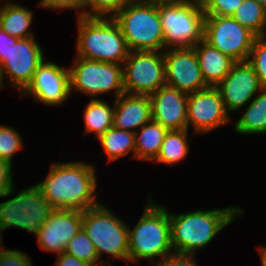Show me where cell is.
Returning <instances> with one entry per match:
<instances>
[{
	"instance_id": "cell-1",
	"label": "cell",
	"mask_w": 266,
	"mask_h": 266,
	"mask_svg": "<svg viewBox=\"0 0 266 266\" xmlns=\"http://www.w3.org/2000/svg\"><path fill=\"white\" fill-rule=\"evenodd\" d=\"M95 169L81 160L52 163L46 178L35 186L55 209L85 211L99 204L94 194L97 188Z\"/></svg>"
},
{
	"instance_id": "cell-2",
	"label": "cell",
	"mask_w": 266,
	"mask_h": 266,
	"mask_svg": "<svg viewBox=\"0 0 266 266\" xmlns=\"http://www.w3.org/2000/svg\"><path fill=\"white\" fill-rule=\"evenodd\" d=\"M242 212V209L230 206L177 215L169 213L174 253L195 255L196 250L206 247L224 227L234 221L237 215H242Z\"/></svg>"
},
{
	"instance_id": "cell-3",
	"label": "cell",
	"mask_w": 266,
	"mask_h": 266,
	"mask_svg": "<svg viewBox=\"0 0 266 266\" xmlns=\"http://www.w3.org/2000/svg\"><path fill=\"white\" fill-rule=\"evenodd\" d=\"M129 227V261L138 263L140 258L155 263L174 253L171 245V223L169 211L154 204L149 194L142 217L133 229ZM131 229V230H130Z\"/></svg>"
},
{
	"instance_id": "cell-4",
	"label": "cell",
	"mask_w": 266,
	"mask_h": 266,
	"mask_svg": "<svg viewBox=\"0 0 266 266\" xmlns=\"http://www.w3.org/2000/svg\"><path fill=\"white\" fill-rule=\"evenodd\" d=\"M76 57L122 65L129 49L112 17H78Z\"/></svg>"
},
{
	"instance_id": "cell-5",
	"label": "cell",
	"mask_w": 266,
	"mask_h": 266,
	"mask_svg": "<svg viewBox=\"0 0 266 266\" xmlns=\"http://www.w3.org/2000/svg\"><path fill=\"white\" fill-rule=\"evenodd\" d=\"M129 51H164V34L157 4L130 0L113 17Z\"/></svg>"
},
{
	"instance_id": "cell-6",
	"label": "cell",
	"mask_w": 266,
	"mask_h": 266,
	"mask_svg": "<svg viewBox=\"0 0 266 266\" xmlns=\"http://www.w3.org/2000/svg\"><path fill=\"white\" fill-rule=\"evenodd\" d=\"M82 229L93 242L103 266H107V262L101 261L103 253L129 262V227L107 206L99 203L82 211Z\"/></svg>"
},
{
	"instance_id": "cell-7",
	"label": "cell",
	"mask_w": 266,
	"mask_h": 266,
	"mask_svg": "<svg viewBox=\"0 0 266 266\" xmlns=\"http://www.w3.org/2000/svg\"><path fill=\"white\" fill-rule=\"evenodd\" d=\"M157 9L164 34L165 50L194 47L203 39L205 14L200 0L157 3Z\"/></svg>"
},
{
	"instance_id": "cell-8",
	"label": "cell",
	"mask_w": 266,
	"mask_h": 266,
	"mask_svg": "<svg viewBox=\"0 0 266 266\" xmlns=\"http://www.w3.org/2000/svg\"><path fill=\"white\" fill-rule=\"evenodd\" d=\"M55 210L34 185L0 203V226L3 230L10 227L20 228L37 236Z\"/></svg>"
},
{
	"instance_id": "cell-9",
	"label": "cell",
	"mask_w": 266,
	"mask_h": 266,
	"mask_svg": "<svg viewBox=\"0 0 266 266\" xmlns=\"http://www.w3.org/2000/svg\"><path fill=\"white\" fill-rule=\"evenodd\" d=\"M74 61L73 67L69 69L71 94L76 89L95 99L97 95L114 90L116 99L125 93L122 65L82 57H76Z\"/></svg>"
},
{
	"instance_id": "cell-10",
	"label": "cell",
	"mask_w": 266,
	"mask_h": 266,
	"mask_svg": "<svg viewBox=\"0 0 266 266\" xmlns=\"http://www.w3.org/2000/svg\"><path fill=\"white\" fill-rule=\"evenodd\" d=\"M123 66V84L127 94L151 95L165 81V63L161 51H130Z\"/></svg>"
},
{
	"instance_id": "cell-11",
	"label": "cell",
	"mask_w": 266,
	"mask_h": 266,
	"mask_svg": "<svg viewBox=\"0 0 266 266\" xmlns=\"http://www.w3.org/2000/svg\"><path fill=\"white\" fill-rule=\"evenodd\" d=\"M255 38L231 16L205 15L203 39L235 62L248 61Z\"/></svg>"
},
{
	"instance_id": "cell-12",
	"label": "cell",
	"mask_w": 266,
	"mask_h": 266,
	"mask_svg": "<svg viewBox=\"0 0 266 266\" xmlns=\"http://www.w3.org/2000/svg\"><path fill=\"white\" fill-rule=\"evenodd\" d=\"M229 115L217 87L208 86L188 95L187 129L192 125L195 134L207 133L229 123Z\"/></svg>"
},
{
	"instance_id": "cell-13",
	"label": "cell",
	"mask_w": 266,
	"mask_h": 266,
	"mask_svg": "<svg viewBox=\"0 0 266 266\" xmlns=\"http://www.w3.org/2000/svg\"><path fill=\"white\" fill-rule=\"evenodd\" d=\"M35 37L18 39L6 52V59L0 65L2 76H7L10 85L22 94L32 81L38 66L45 59L43 50Z\"/></svg>"
},
{
	"instance_id": "cell-14",
	"label": "cell",
	"mask_w": 266,
	"mask_h": 266,
	"mask_svg": "<svg viewBox=\"0 0 266 266\" xmlns=\"http://www.w3.org/2000/svg\"><path fill=\"white\" fill-rule=\"evenodd\" d=\"M166 85L187 94L208 86L203 80L194 47L170 48L163 51Z\"/></svg>"
},
{
	"instance_id": "cell-15",
	"label": "cell",
	"mask_w": 266,
	"mask_h": 266,
	"mask_svg": "<svg viewBox=\"0 0 266 266\" xmlns=\"http://www.w3.org/2000/svg\"><path fill=\"white\" fill-rule=\"evenodd\" d=\"M22 93L34 96V102L39 100L51 106L61 105L71 95L69 69L43 60Z\"/></svg>"
},
{
	"instance_id": "cell-16",
	"label": "cell",
	"mask_w": 266,
	"mask_h": 266,
	"mask_svg": "<svg viewBox=\"0 0 266 266\" xmlns=\"http://www.w3.org/2000/svg\"><path fill=\"white\" fill-rule=\"evenodd\" d=\"M227 112L241 109L262 88L254 68L248 61L235 62L229 73L216 86Z\"/></svg>"
},
{
	"instance_id": "cell-17",
	"label": "cell",
	"mask_w": 266,
	"mask_h": 266,
	"mask_svg": "<svg viewBox=\"0 0 266 266\" xmlns=\"http://www.w3.org/2000/svg\"><path fill=\"white\" fill-rule=\"evenodd\" d=\"M81 228L82 211L56 209L40 228L37 242L42 250L59 255Z\"/></svg>"
},
{
	"instance_id": "cell-18",
	"label": "cell",
	"mask_w": 266,
	"mask_h": 266,
	"mask_svg": "<svg viewBox=\"0 0 266 266\" xmlns=\"http://www.w3.org/2000/svg\"><path fill=\"white\" fill-rule=\"evenodd\" d=\"M187 93L168 85L149 95L151 118L168 130L187 129Z\"/></svg>"
},
{
	"instance_id": "cell-19",
	"label": "cell",
	"mask_w": 266,
	"mask_h": 266,
	"mask_svg": "<svg viewBox=\"0 0 266 266\" xmlns=\"http://www.w3.org/2000/svg\"><path fill=\"white\" fill-rule=\"evenodd\" d=\"M114 101V128L135 133L152 119L149 95L124 93Z\"/></svg>"
},
{
	"instance_id": "cell-20",
	"label": "cell",
	"mask_w": 266,
	"mask_h": 266,
	"mask_svg": "<svg viewBox=\"0 0 266 266\" xmlns=\"http://www.w3.org/2000/svg\"><path fill=\"white\" fill-rule=\"evenodd\" d=\"M194 48L204 82L207 86L216 87L229 73L235 61L204 39Z\"/></svg>"
},
{
	"instance_id": "cell-21",
	"label": "cell",
	"mask_w": 266,
	"mask_h": 266,
	"mask_svg": "<svg viewBox=\"0 0 266 266\" xmlns=\"http://www.w3.org/2000/svg\"><path fill=\"white\" fill-rule=\"evenodd\" d=\"M0 5V27L10 36L22 39L34 37L30 32L33 12L18 3L4 2Z\"/></svg>"
},
{
	"instance_id": "cell-22",
	"label": "cell",
	"mask_w": 266,
	"mask_h": 266,
	"mask_svg": "<svg viewBox=\"0 0 266 266\" xmlns=\"http://www.w3.org/2000/svg\"><path fill=\"white\" fill-rule=\"evenodd\" d=\"M168 129L152 119L135 132V158L153 161L156 159Z\"/></svg>"
},
{
	"instance_id": "cell-23",
	"label": "cell",
	"mask_w": 266,
	"mask_h": 266,
	"mask_svg": "<svg viewBox=\"0 0 266 266\" xmlns=\"http://www.w3.org/2000/svg\"><path fill=\"white\" fill-rule=\"evenodd\" d=\"M243 115L235 124L234 130L240 134L266 133V89H261L244 110Z\"/></svg>"
},
{
	"instance_id": "cell-24",
	"label": "cell",
	"mask_w": 266,
	"mask_h": 266,
	"mask_svg": "<svg viewBox=\"0 0 266 266\" xmlns=\"http://www.w3.org/2000/svg\"><path fill=\"white\" fill-rule=\"evenodd\" d=\"M83 111L86 133L93 132L98 138L113 127L114 106L107 102L97 98L91 99Z\"/></svg>"
},
{
	"instance_id": "cell-25",
	"label": "cell",
	"mask_w": 266,
	"mask_h": 266,
	"mask_svg": "<svg viewBox=\"0 0 266 266\" xmlns=\"http://www.w3.org/2000/svg\"><path fill=\"white\" fill-rule=\"evenodd\" d=\"M188 132V129L168 130L154 161L170 166L186 158L189 151Z\"/></svg>"
},
{
	"instance_id": "cell-26",
	"label": "cell",
	"mask_w": 266,
	"mask_h": 266,
	"mask_svg": "<svg viewBox=\"0 0 266 266\" xmlns=\"http://www.w3.org/2000/svg\"><path fill=\"white\" fill-rule=\"evenodd\" d=\"M103 151L107 154L108 162L117 160L133 151L135 157V134L114 127L109 128L98 137Z\"/></svg>"
},
{
	"instance_id": "cell-27",
	"label": "cell",
	"mask_w": 266,
	"mask_h": 266,
	"mask_svg": "<svg viewBox=\"0 0 266 266\" xmlns=\"http://www.w3.org/2000/svg\"><path fill=\"white\" fill-rule=\"evenodd\" d=\"M231 17L256 36L266 35V9L257 0H243Z\"/></svg>"
},
{
	"instance_id": "cell-28",
	"label": "cell",
	"mask_w": 266,
	"mask_h": 266,
	"mask_svg": "<svg viewBox=\"0 0 266 266\" xmlns=\"http://www.w3.org/2000/svg\"><path fill=\"white\" fill-rule=\"evenodd\" d=\"M65 252L88 262L92 266H103L102 263H98L99 259L95 246L82 228L68 242Z\"/></svg>"
},
{
	"instance_id": "cell-29",
	"label": "cell",
	"mask_w": 266,
	"mask_h": 266,
	"mask_svg": "<svg viewBox=\"0 0 266 266\" xmlns=\"http://www.w3.org/2000/svg\"><path fill=\"white\" fill-rule=\"evenodd\" d=\"M129 1L130 0H85V11L78 13L77 17H113Z\"/></svg>"
},
{
	"instance_id": "cell-30",
	"label": "cell",
	"mask_w": 266,
	"mask_h": 266,
	"mask_svg": "<svg viewBox=\"0 0 266 266\" xmlns=\"http://www.w3.org/2000/svg\"><path fill=\"white\" fill-rule=\"evenodd\" d=\"M266 35L256 36L248 62L254 68L262 89H266Z\"/></svg>"
},
{
	"instance_id": "cell-31",
	"label": "cell",
	"mask_w": 266,
	"mask_h": 266,
	"mask_svg": "<svg viewBox=\"0 0 266 266\" xmlns=\"http://www.w3.org/2000/svg\"><path fill=\"white\" fill-rule=\"evenodd\" d=\"M20 136L14 128L0 124V158L12 162L14 153L23 148Z\"/></svg>"
},
{
	"instance_id": "cell-32",
	"label": "cell",
	"mask_w": 266,
	"mask_h": 266,
	"mask_svg": "<svg viewBox=\"0 0 266 266\" xmlns=\"http://www.w3.org/2000/svg\"><path fill=\"white\" fill-rule=\"evenodd\" d=\"M205 15L232 16L243 0H200Z\"/></svg>"
},
{
	"instance_id": "cell-33",
	"label": "cell",
	"mask_w": 266,
	"mask_h": 266,
	"mask_svg": "<svg viewBox=\"0 0 266 266\" xmlns=\"http://www.w3.org/2000/svg\"><path fill=\"white\" fill-rule=\"evenodd\" d=\"M12 171V162L0 158V192L3 194L1 198L14 195Z\"/></svg>"
},
{
	"instance_id": "cell-34",
	"label": "cell",
	"mask_w": 266,
	"mask_h": 266,
	"mask_svg": "<svg viewBox=\"0 0 266 266\" xmlns=\"http://www.w3.org/2000/svg\"><path fill=\"white\" fill-rule=\"evenodd\" d=\"M0 266H32V262L24 252L7 249L0 254Z\"/></svg>"
},
{
	"instance_id": "cell-35",
	"label": "cell",
	"mask_w": 266,
	"mask_h": 266,
	"mask_svg": "<svg viewBox=\"0 0 266 266\" xmlns=\"http://www.w3.org/2000/svg\"><path fill=\"white\" fill-rule=\"evenodd\" d=\"M43 8L56 9H75L78 11L85 8V0H41L38 3Z\"/></svg>"
},
{
	"instance_id": "cell-36",
	"label": "cell",
	"mask_w": 266,
	"mask_h": 266,
	"mask_svg": "<svg viewBox=\"0 0 266 266\" xmlns=\"http://www.w3.org/2000/svg\"><path fill=\"white\" fill-rule=\"evenodd\" d=\"M194 254L172 253L163 258L159 263L162 266H198Z\"/></svg>"
},
{
	"instance_id": "cell-37",
	"label": "cell",
	"mask_w": 266,
	"mask_h": 266,
	"mask_svg": "<svg viewBox=\"0 0 266 266\" xmlns=\"http://www.w3.org/2000/svg\"><path fill=\"white\" fill-rule=\"evenodd\" d=\"M54 266H92V265L64 251L58 255V258L56 259Z\"/></svg>"
},
{
	"instance_id": "cell-38",
	"label": "cell",
	"mask_w": 266,
	"mask_h": 266,
	"mask_svg": "<svg viewBox=\"0 0 266 266\" xmlns=\"http://www.w3.org/2000/svg\"><path fill=\"white\" fill-rule=\"evenodd\" d=\"M18 38L12 37L8 35L1 27H0V65L6 59V52L10 46H13L17 42Z\"/></svg>"
},
{
	"instance_id": "cell-39",
	"label": "cell",
	"mask_w": 266,
	"mask_h": 266,
	"mask_svg": "<svg viewBox=\"0 0 266 266\" xmlns=\"http://www.w3.org/2000/svg\"><path fill=\"white\" fill-rule=\"evenodd\" d=\"M143 1L157 4V3H177L187 0H143Z\"/></svg>"
},
{
	"instance_id": "cell-40",
	"label": "cell",
	"mask_w": 266,
	"mask_h": 266,
	"mask_svg": "<svg viewBox=\"0 0 266 266\" xmlns=\"http://www.w3.org/2000/svg\"><path fill=\"white\" fill-rule=\"evenodd\" d=\"M261 254V265L266 266V247L258 248Z\"/></svg>"
},
{
	"instance_id": "cell-41",
	"label": "cell",
	"mask_w": 266,
	"mask_h": 266,
	"mask_svg": "<svg viewBox=\"0 0 266 266\" xmlns=\"http://www.w3.org/2000/svg\"><path fill=\"white\" fill-rule=\"evenodd\" d=\"M3 76H2V70H1V66H0V89H2L4 87V81H3Z\"/></svg>"
},
{
	"instance_id": "cell-42",
	"label": "cell",
	"mask_w": 266,
	"mask_h": 266,
	"mask_svg": "<svg viewBox=\"0 0 266 266\" xmlns=\"http://www.w3.org/2000/svg\"><path fill=\"white\" fill-rule=\"evenodd\" d=\"M266 9V0H257Z\"/></svg>"
},
{
	"instance_id": "cell-43",
	"label": "cell",
	"mask_w": 266,
	"mask_h": 266,
	"mask_svg": "<svg viewBox=\"0 0 266 266\" xmlns=\"http://www.w3.org/2000/svg\"><path fill=\"white\" fill-rule=\"evenodd\" d=\"M153 264L156 265V266H162L159 262H155Z\"/></svg>"
}]
</instances>
